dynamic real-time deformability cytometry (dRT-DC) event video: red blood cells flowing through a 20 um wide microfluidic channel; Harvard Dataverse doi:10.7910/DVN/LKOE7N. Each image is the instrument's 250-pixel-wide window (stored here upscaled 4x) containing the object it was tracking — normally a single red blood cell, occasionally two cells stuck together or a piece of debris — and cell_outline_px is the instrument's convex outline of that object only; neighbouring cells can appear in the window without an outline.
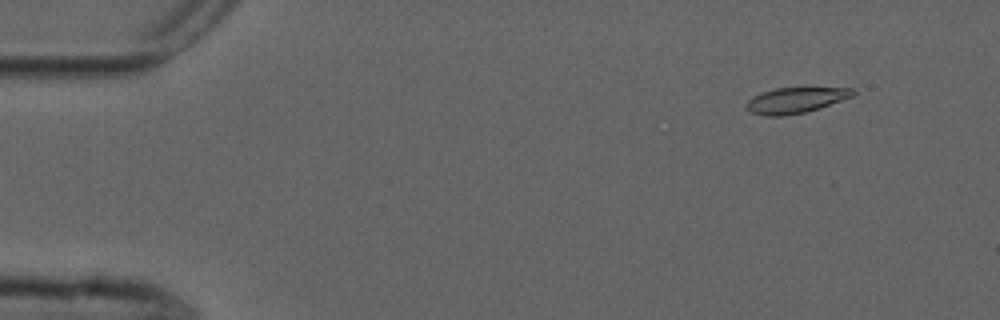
{"species": "common noctule bat (a hibernating species)", "species_latin": "Nyctalus noctula", "temperature_condition": "cold", "stored_images_in_passage": 52, "camera_frame_rate_fps": 3000, "um_per_image_px": 0.085, "animal": {"sex": "male", "forearm_length_mm": 52.5}, "frame": {"image": 1, "passage_image": 3, "time_ms": 0.667, "image_size_px": [1000, 320], "cell_outline_px": [[856, 92], [852, 96], [820, 108], [804, 112], [784, 116], [764, 116], [748, 112], [744, 108], [744, 104], [752, 96], [760, 92], [776, 88], [852, 88]], "centroid_in_image_um": [67.53, 8.53], "position_along_channel_um": 17.5, "area_um2": 16.07}}
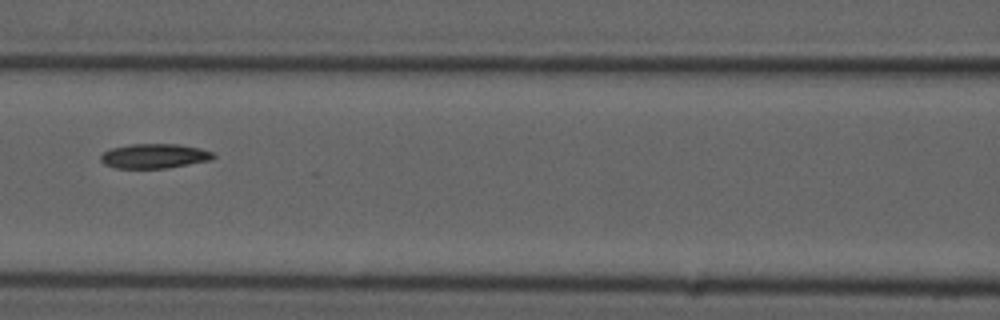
{"frame": {"image": 2, "passage_image": 22, "time_ms": 7.0, "image_size_px": [1000, 320], "cell_outline_px": [[216, 156], [212, 160], [168, 168], [116, 168], [104, 164], [100, 160], [100, 156], [104, 152], [112, 148], [128, 144], [180, 144], [200, 148], [212, 152]], "centroid_in_image_um": [13.13, 13.26], "position_along_channel_um": 153.5, "area_um2": 16.24}}
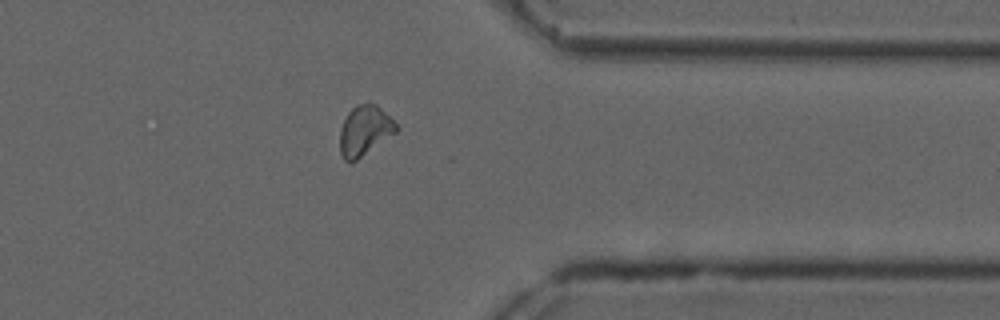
{"frame": {"image": 3, "passage_image": 41, "time_ms": 13.333, "image_size_px": [1000, 320], "cell_outline_px": [[400, 128], [396, 132], [352, 164], [344, 160], [340, 152], [340, 128], [348, 112], [356, 104], [368, 100], [376, 104]], "centroid_in_image_um": [30.97, 11.1], "position_along_channel_um": 380.4, "area_um2": 16.65}, "authors_computed_cell_mechanics": {"area_um2": 16.3285, "velocity_mm_per_s": 3.733, "shape_relaxation_time_tau1_ms": null, "shape_relaxation_time_tau2_ms": 4.8723, "deformation_change_tau1": null, "deformation_change_tau2": 0.1069}}